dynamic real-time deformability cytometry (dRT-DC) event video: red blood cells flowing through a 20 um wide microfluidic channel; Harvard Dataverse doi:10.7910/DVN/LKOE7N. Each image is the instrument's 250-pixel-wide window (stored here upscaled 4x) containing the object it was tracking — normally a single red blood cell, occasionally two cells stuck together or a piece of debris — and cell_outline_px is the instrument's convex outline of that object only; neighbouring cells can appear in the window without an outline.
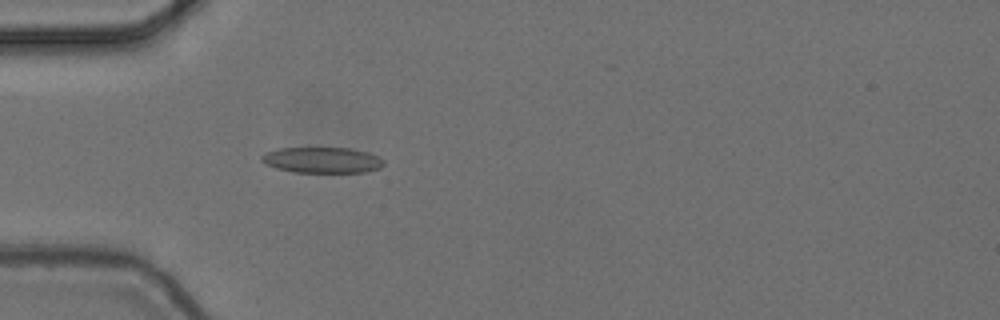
{"species": "common noctule bat (a hibernating species)", "species_latin": "Nyctalus noctula", "temperature_condition": "cold", "stored_images_in_passage": 4, "camera_frame_rate_fps": 3000, "um_per_image_px": 0.085, "animal": {"sex": "female", "body_mass_g": 24.6, "forearm_length_mm": 56.2}, "frame": {"image": 1, "passage_image": 4, "time_ms": 1.0, "image_size_px": [1000, 320], "cell_outline_px": [[384, 164], [380, 168], [364, 172], [296, 172], [276, 168], [260, 160], [260, 156], [264, 152], [280, 148], [348, 148], [368, 152], [380, 156], [384, 160]], "centroid_in_image_um": [27.4, 13.6], "position_along_channel_um": 57.6, "area_um2": 18.38}}